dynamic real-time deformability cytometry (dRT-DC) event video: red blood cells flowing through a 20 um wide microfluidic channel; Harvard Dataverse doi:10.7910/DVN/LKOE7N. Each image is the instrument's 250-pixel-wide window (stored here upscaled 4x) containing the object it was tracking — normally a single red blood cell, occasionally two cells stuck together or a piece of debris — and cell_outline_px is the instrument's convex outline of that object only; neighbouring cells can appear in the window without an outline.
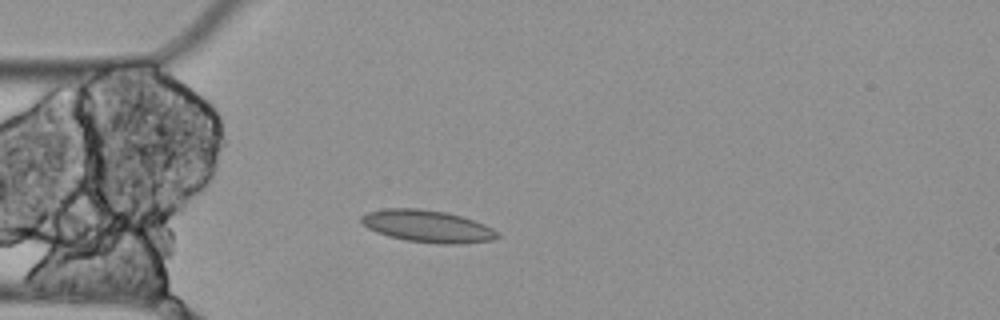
{"species": "Egyptian fruit bat (a non-hibernating species)", "species_latin": "Rousettus aegyptiacus", "temperature_condition": "cold", "stored_images_in_passage": 2, "camera_frame_rate_fps": 3000, "um_per_image_px": 0.085, "animal": {"sex": "female"}, "frame": {"image": 1, "passage_image": 2, "time_ms": 0.333, "image_size_px": [1000, 320], "cell_outline_px": [[500, 236], [492, 240], [456, 244], [440, 244], [408, 240], [388, 236], [376, 232], [368, 228], [360, 220], [360, 216], [368, 212], [384, 208], [420, 208], [444, 212], [460, 216], [484, 224], [492, 228]], "centroid_in_image_um": [36.3, 19.22], "position_along_channel_um": 48.7, "area_um2": 25.26}}